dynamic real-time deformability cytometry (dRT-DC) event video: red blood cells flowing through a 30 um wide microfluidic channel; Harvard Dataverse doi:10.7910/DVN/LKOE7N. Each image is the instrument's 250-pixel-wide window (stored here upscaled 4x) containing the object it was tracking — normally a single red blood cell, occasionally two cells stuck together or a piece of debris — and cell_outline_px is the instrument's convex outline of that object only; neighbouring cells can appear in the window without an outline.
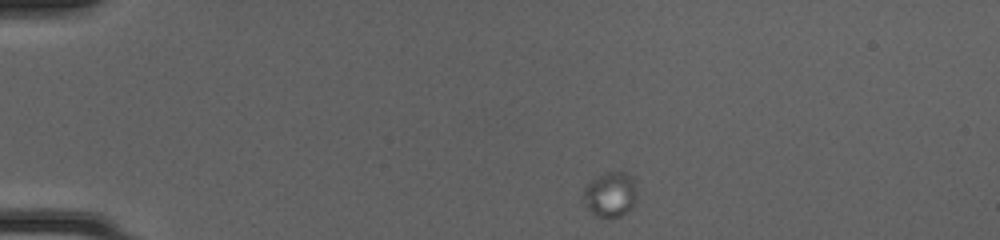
{"species": "common noctule bat (a hibernating species)", "species_latin": "Nyctalus noctula", "temperature_condition": "cold", "stored_images_in_passage": 44, "camera_frame_rate_fps": 3000, "um_per_image_px": 0.085, "animal": {"sex": "female", "body_mass_g": 20.0, "forearm_length_mm": 54.0}, "frame": {"image": 1, "passage_image": 1, "time_ms": 0.0, "image_size_px": [1000, 240], "cell_outline_px": [[636, 200], [632, 208], [620, 216], [596, 216], [584, 204], [584, 188], [592, 180], [604, 172], [624, 172], [632, 176], [636, 188]], "centroid_in_image_um": [51.9, 16.51], "position_along_channel_um": 33.1, "area_um2": 13.87}}
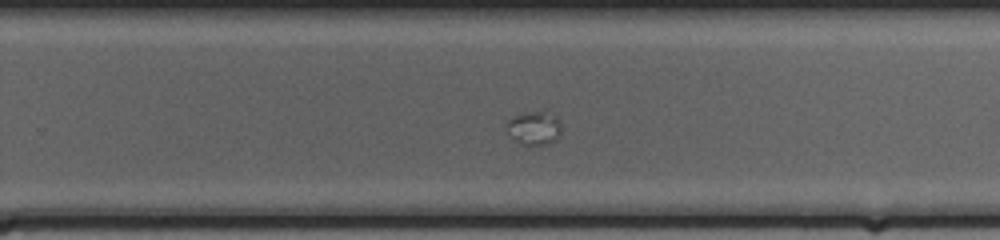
{"frame": {"image": 2, "passage_image": 26, "time_ms": 8.333, "image_size_px": [1000, 240], "cell_outline_px": [[560, 136], [556, 140], [548, 144], [520, 144], [508, 132], [508, 120], [512, 116], [544, 108], [548, 108], [556, 116], [560, 124]], "centroid_in_image_um": [45.46, 10.82], "position_along_channel_um": 284.3, "area_um2": 10.92}}
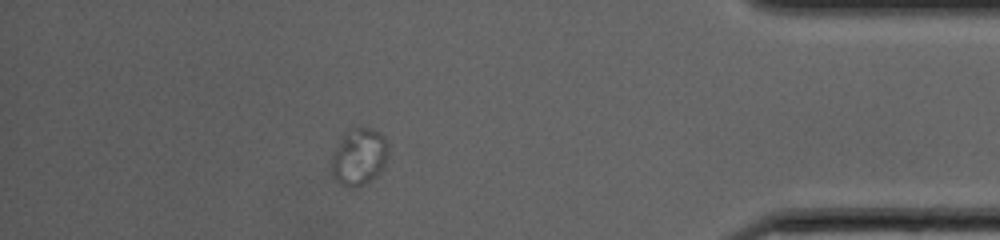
{"frame": {"image": 3, "passage_image": 38, "time_ms": 12.333, "image_size_px": [1000, 240], "cell_outline_px": [[388, 156], [384, 168], [372, 180], [356, 188], [348, 188], [340, 184], [336, 180], [328, 164], [340, 140], [352, 128], [372, 128], [380, 132], [384, 136], [388, 144]], "centroid_in_image_um": [30.53, 13.36], "position_along_channel_um": 404.7, "area_um2": 19.13}, "authors_computed_cell_mechanics": {"area_um2": 12.427, "velocity_mm_per_s": 3.8955, "shape_relaxation_time_tau1_ms": 10.3083, "shape_relaxation_time_tau2_ms": null, "deformation_change_tau1": 0.1388, "deformation_change_tau2": null}}